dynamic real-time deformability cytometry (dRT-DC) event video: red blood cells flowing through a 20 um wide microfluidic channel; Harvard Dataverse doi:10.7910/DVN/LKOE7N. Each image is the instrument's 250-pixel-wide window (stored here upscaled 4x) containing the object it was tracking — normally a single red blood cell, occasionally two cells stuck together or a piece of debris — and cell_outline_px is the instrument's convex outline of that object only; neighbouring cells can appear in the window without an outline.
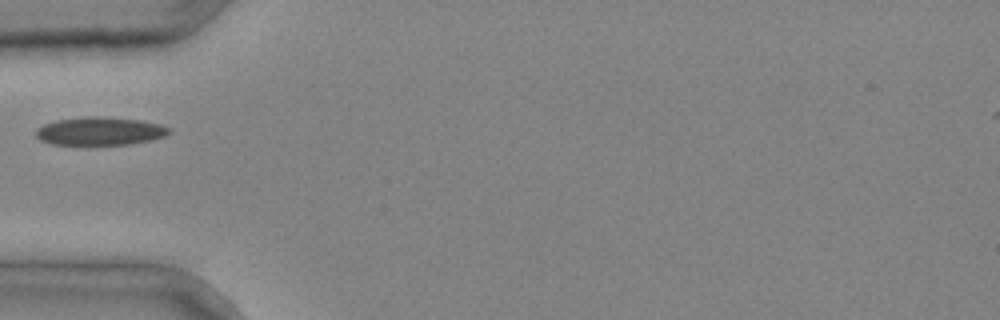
{"species": "common noctule bat (a hibernating species)", "species_latin": "Nyctalus noctula", "temperature_condition": "cold", "stored_images_in_passage": 2, "camera_frame_rate_fps": 3000, "um_per_image_px": 0.085, "animal": {"sex": "male", "body_mass_g": 20.4}, "frame": {"image": 1, "passage_image": 2, "time_ms": 0.333, "image_size_px": [1000, 320], "cell_outline_px": [[172, 132], [164, 136], [148, 140], [128, 144], [52, 144], [40, 140], [36, 136], [36, 128], [44, 124], [56, 120], [92, 116], [96, 116], [140, 120], [160, 124], [168, 128]], "centroid_in_image_um": [8.47, 11.14], "position_along_channel_um": 76.5, "area_um2": 21.5}}